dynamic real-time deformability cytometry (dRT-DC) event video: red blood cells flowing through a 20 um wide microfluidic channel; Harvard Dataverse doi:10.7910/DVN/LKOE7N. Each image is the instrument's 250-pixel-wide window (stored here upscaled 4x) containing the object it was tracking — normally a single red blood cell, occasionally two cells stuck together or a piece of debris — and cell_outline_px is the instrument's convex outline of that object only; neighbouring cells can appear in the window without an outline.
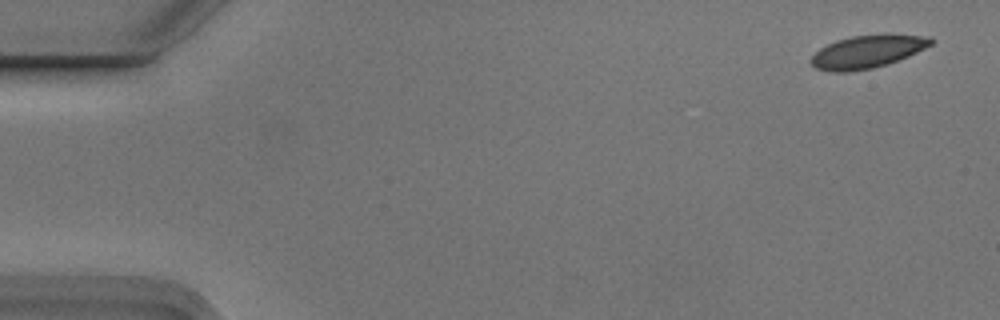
{"species": "Egyptian fruit bat (a non-hibernating species)", "species_latin": "Rousettus aegyptiacus", "temperature_condition": "cold", "stored_images_in_passage": 5, "camera_frame_rate_fps": 3000, "um_per_image_px": 0.085, "animal": {"sex": "male"}, "frame": {"image": 1, "passage_image": 1, "time_ms": 0.0, "image_size_px": [1000, 320], "cell_outline_px": [[936, 40], [932, 44], [908, 56], [888, 64], [872, 68], [848, 72], [836, 72], [816, 68], [808, 60], [820, 48], [836, 40], [852, 36], [880, 32], [888, 32], [932, 36]], "centroid_in_image_um": [73.79, 4.34], "position_along_channel_um": 11.2, "area_um2": 23.58}}
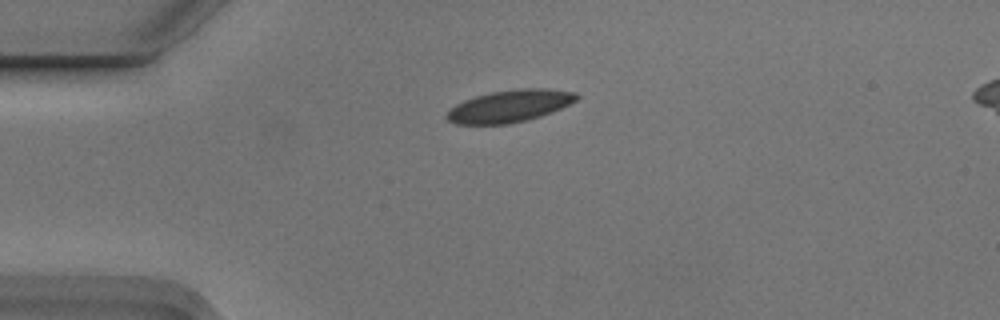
{"frame": {"image": 2, "passage_image": 4, "time_ms": 1.0, "image_size_px": [1000, 320], "cell_outline_px": [[580, 96], [576, 100], [552, 112], [540, 116], [508, 124], [456, 124], [448, 120], [444, 116], [456, 104], [464, 100], [476, 96], [492, 92], [516, 88], [544, 88], [576, 92]], "centroid_in_image_um": [43.32, 9.01], "position_along_channel_um": 41.7, "area_um2": 24.16}}